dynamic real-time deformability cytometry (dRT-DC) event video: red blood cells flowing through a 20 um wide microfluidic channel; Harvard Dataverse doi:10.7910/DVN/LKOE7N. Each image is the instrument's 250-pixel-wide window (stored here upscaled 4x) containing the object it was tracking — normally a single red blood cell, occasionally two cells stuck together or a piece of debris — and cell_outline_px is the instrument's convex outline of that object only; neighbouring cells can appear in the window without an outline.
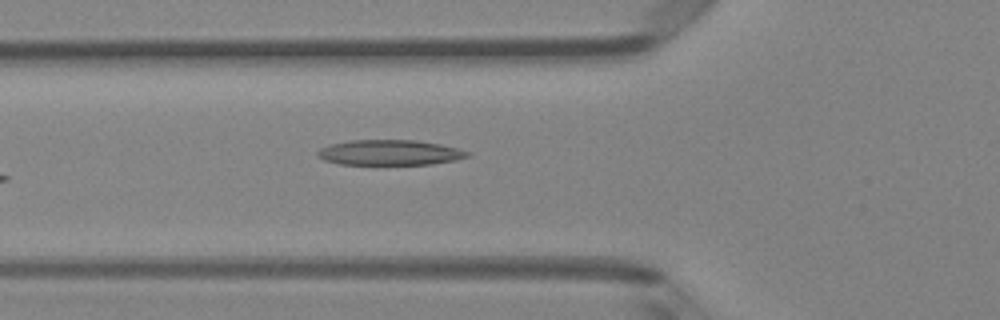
{"species": "Egyptian fruit bat (a non-hibernating species)", "species_latin": "Rousettus aegyptiacus", "temperature_condition": "room temperature", "stored_images_in_passage": 6, "camera_frame_rate_fps": 3000, "um_per_image_px": 0.085, "animal": {"sex": "female"}, "frame": {"image": 1, "passage_image": 6, "time_ms": 6.0, "image_size_px": [1000, 320], "cell_outline_px": [[472, 156], [456, 160], [432, 164], [340, 164], [324, 160], [316, 152], [320, 148], [328, 144], [352, 140], [416, 140], [440, 144], [472, 152]], "centroid_in_image_um": [33.16, 12.96], "position_along_channel_um": 92.6, "area_um2": 22.14}}